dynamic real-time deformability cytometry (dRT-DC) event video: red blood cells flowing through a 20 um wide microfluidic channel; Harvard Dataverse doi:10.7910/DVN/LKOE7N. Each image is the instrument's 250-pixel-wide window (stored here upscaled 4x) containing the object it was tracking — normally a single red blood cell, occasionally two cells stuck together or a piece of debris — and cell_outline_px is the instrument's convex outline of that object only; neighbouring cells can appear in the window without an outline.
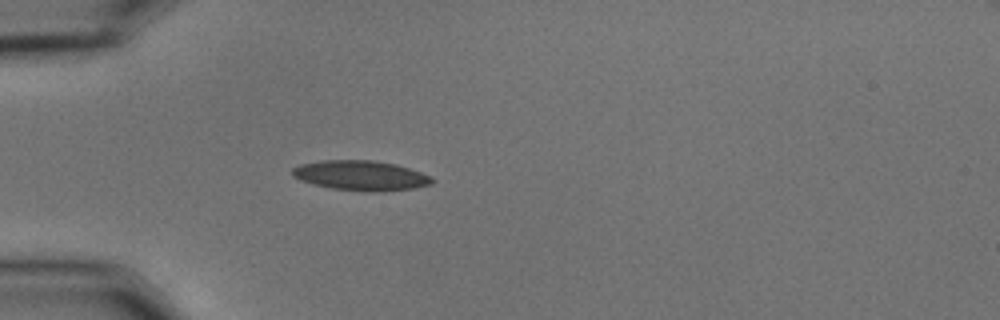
{"species": "common noctule bat (a hibernating species)", "species_latin": "Nyctalus noctula", "temperature_condition": "cold", "stored_images_in_passage": 40, "camera_frame_rate_fps": 3000, "um_per_image_px": 0.085, "animal": {"sex": "male", "body_mass_g": 15.6}, "frame": {"image": 1, "passage_image": 1, "time_ms": 0.0, "image_size_px": [1000, 320], "cell_outline_px": [[436, 180], [432, 184], [416, 188], [380, 192], [364, 192], [332, 188], [312, 184], [300, 180], [292, 176], [292, 168], [300, 164], [324, 160], [372, 160], [396, 164], [432, 176]], "centroid_in_image_um": [30.69, 14.93], "position_along_channel_um": 54.3, "area_um2": 24.62}}
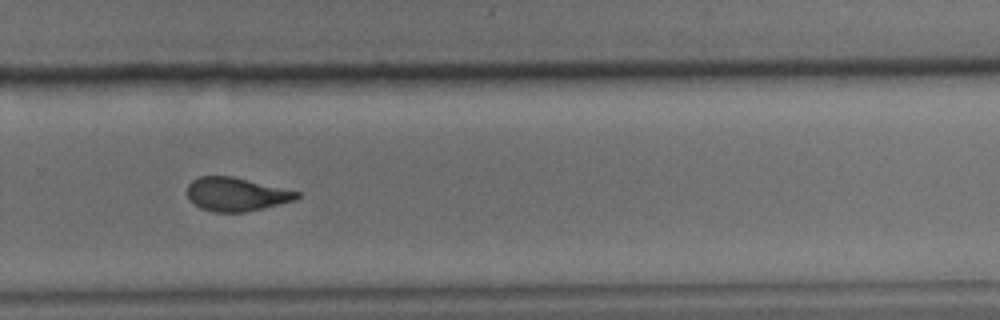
{"frame": {"image": 2, "passage_image": 23, "time_ms": 7.333, "image_size_px": [1000, 320], "cell_outline_px": [[300, 196], [296, 200], [244, 212], [212, 212], [200, 208], [188, 200], [188, 184], [192, 180], [200, 176], [232, 176], [300, 192]], "centroid_in_image_um": [20.05, 16.51], "position_along_channel_um": 309.8, "area_um2": 21.39}}
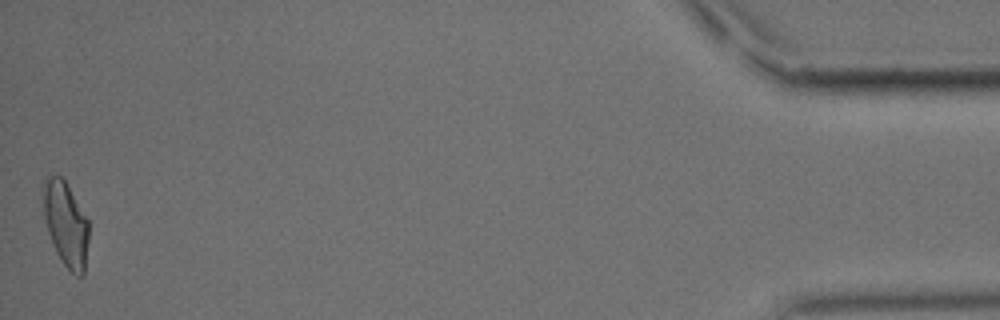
{"frame": {"image": 3, "passage_image": 40, "time_ms": 13.0, "image_size_px": [1000, 320], "cell_outline_px": [[88, 240], [84, 276], [76, 276], [60, 260], [56, 252], [48, 232], [44, 216], [44, 176], [60, 176], [64, 180], [88, 220]], "centroid_in_image_um": [5.6, 19.08], "position_along_channel_um": 429.6, "area_um2": 22.08}, "authors_computed_cell_mechanics": {"area_um2": 22.4842, "velocity_mm_per_s": 3.6127, "shape_relaxation_time_tau1_ms": 6.2743, "shape_relaxation_time_tau2_ms": 2.0496, "deformation_change_tau1": 0.1839, "deformation_change_tau2": 0.0895}}